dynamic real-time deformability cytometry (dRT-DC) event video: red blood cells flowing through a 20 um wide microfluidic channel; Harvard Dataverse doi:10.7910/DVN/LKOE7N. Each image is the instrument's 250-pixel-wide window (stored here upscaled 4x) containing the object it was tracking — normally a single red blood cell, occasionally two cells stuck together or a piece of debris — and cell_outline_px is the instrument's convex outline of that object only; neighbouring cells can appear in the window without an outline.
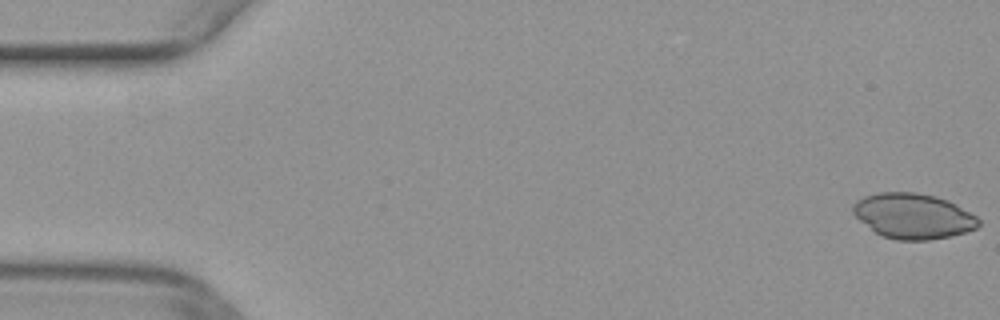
{"species": "common noctule bat (a hibernating species)", "species_latin": "Nyctalus noctula", "temperature_condition": "warm", "stored_images_in_passage": 45, "camera_frame_rate_fps": 3000, "um_per_image_px": 0.085, "animal": {"sex": "female", "body_mass_g": 29.2, "forearm_length_mm": 56.3}, "frame": {"image": 1, "passage_image": 1, "time_ms": 0.0, "image_size_px": [1000, 320], "cell_outline_px": [[980, 224], [976, 228], [952, 236], [928, 240], [896, 240], [880, 236], [860, 220], [852, 212], [852, 204], [856, 200], [864, 196], [880, 192], [916, 192], [936, 196], [948, 200], [956, 204], [976, 216], [980, 220]], "centroid_in_image_um": [77.61, 18.36], "position_along_channel_um": 7.4, "area_um2": 33.29}}